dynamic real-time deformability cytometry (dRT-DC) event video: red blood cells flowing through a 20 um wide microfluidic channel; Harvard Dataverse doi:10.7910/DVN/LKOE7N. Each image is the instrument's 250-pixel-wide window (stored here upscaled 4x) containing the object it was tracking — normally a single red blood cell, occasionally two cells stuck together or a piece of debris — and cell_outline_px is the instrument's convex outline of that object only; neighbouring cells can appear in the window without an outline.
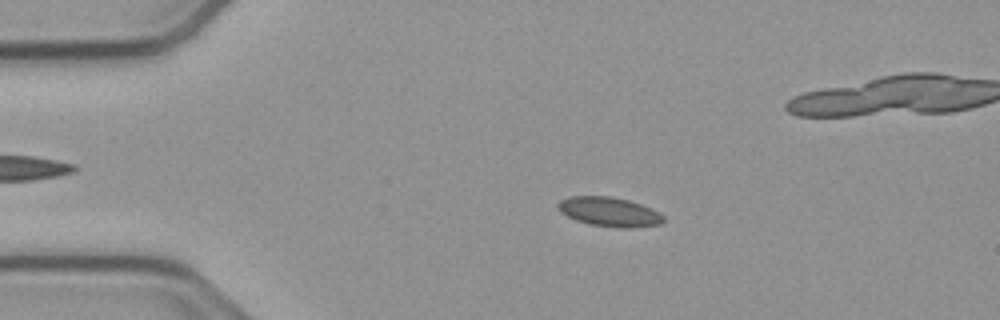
{"species": "common noctule bat (a hibernating species)", "species_latin": "Nyctalus noctula", "temperature_condition": "cold", "stored_images_in_passage": 55, "camera_frame_rate_fps": 3000, "um_per_image_px": 0.085, "animal": {"sex": "male", "body_mass_g": 23.1, "forearm_length_mm": 52.7}, "frame": {"image": 1, "passage_image": 11, "time_ms": 3.333, "image_size_px": [1000, 320], "cell_outline_px": [[664, 220], [660, 224], [588, 224], [576, 220], [560, 212], [556, 204], [560, 200], [568, 196], [608, 196], [628, 200], [652, 208], [664, 216]], "centroid_in_image_um": [51.68, 17.92], "position_along_channel_um": 33.3, "area_um2": 16.88}}
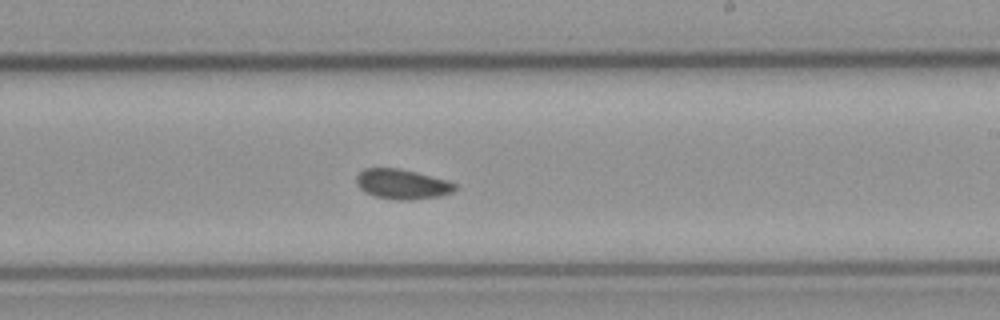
{"frame": {"image": 2, "passage_image": 32, "time_ms": 10.333, "image_size_px": [1000, 320], "cell_outline_px": [[456, 188], [452, 192], [440, 196], [408, 200], [396, 200], [372, 196], [364, 192], [356, 184], [356, 176], [364, 168], [396, 168], [416, 172], [448, 180], [456, 184]], "centroid_in_image_um": [34.16, 15.66], "position_along_channel_um": 254.8, "area_um2": 17.28}}
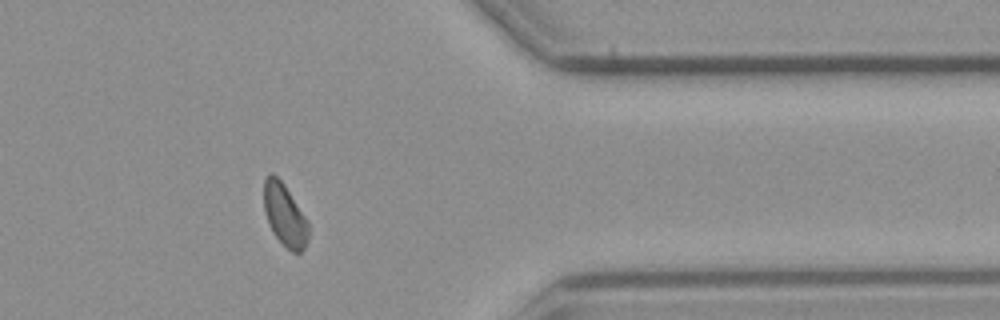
{"frame": {"image": 3, "passage_image": 44, "time_ms": 14.333, "image_size_px": [1000, 320], "cell_outline_px": [[308, 240], [304, 248], [300, 252], [292, 252], [272, 232], [268, 224], [264, 212], [264, 180], [272, 172], [284, 184], [308, 220]], "centroid_in_image_um": [24.2, 18.27], "position_along_channel_um": 387.2, "area_um2": 16.07}, "authors_computed_cell_mechanics": {"area_um2": 16.9354, "velocity_mm_per_s": 3.7682, "shape_relaxation_time_tau1_ms": null, "shape_relaxation_time_tau2_ms": 8.4462, "deformation_change_tau1": null, "deformation_change_tau2": 0.081}}